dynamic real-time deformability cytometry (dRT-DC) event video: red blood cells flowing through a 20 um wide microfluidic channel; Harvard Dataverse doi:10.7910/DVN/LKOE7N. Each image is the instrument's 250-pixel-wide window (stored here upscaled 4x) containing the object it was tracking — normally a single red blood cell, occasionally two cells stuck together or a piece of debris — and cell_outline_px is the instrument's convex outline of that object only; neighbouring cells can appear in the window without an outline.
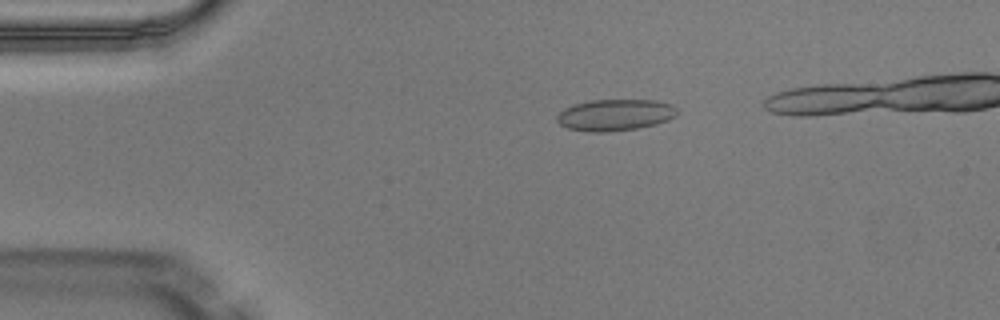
{"species": "Egyptian fruit bat (a non-hibernating species)", "species_latin": "Rousettus aegyptiacus", "temperature_condition": "warm", "stored_images_in_passage": 5, "camera_frame_rate_fps": 3000, "um_per_image_px": 0.085, "animal": {"sex": "male"}, "frame": {"image": 1, "passage_image": 3, "time_ms": 0.667, "image_size_px": [1000, 320], "cell_outline_px": [[676, 116], [668, 120], [656, 124], [636, 128], [608, 132], [588, 132], [568, 128], [560, 124], [556, 120], [556, 116], [564, 108], [572, 104], [592, 100], [656, 100], [672, 104], [676, 108]], "centroid_in_image_um": [52.26, 9.77], "position_along_channel_um": 32.7, "area_um2": 22.14}}